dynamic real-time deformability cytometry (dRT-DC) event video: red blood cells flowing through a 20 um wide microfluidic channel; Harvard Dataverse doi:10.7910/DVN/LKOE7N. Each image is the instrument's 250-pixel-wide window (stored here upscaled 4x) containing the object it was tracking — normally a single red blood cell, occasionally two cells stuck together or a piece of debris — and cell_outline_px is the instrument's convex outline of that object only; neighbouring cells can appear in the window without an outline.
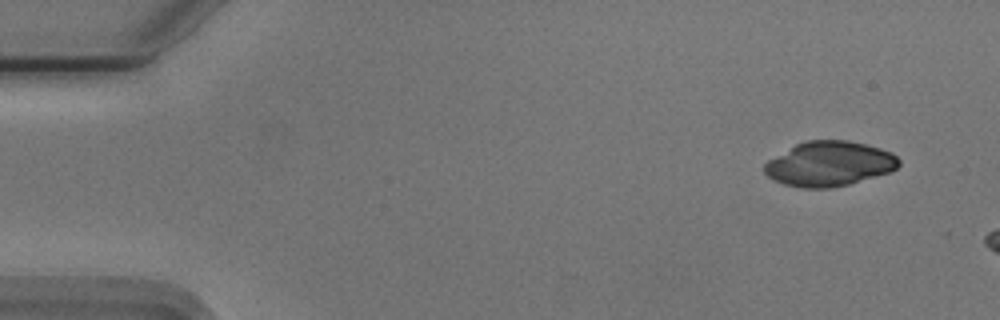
{"species": "Egyptian fruit bat (a non-hibernating species)", "species_latin": "Rousettus aegyptiacus", "temperature_condition": "cold", "stored_images_in_passage": 10, "camera_frame_rate_fps": 3000, "um_per_image_px": 0.085, "animal": {"sex": "male"}, "frame": {"image": 1, "passage_image": 1, "time_ms": 0.0, "image_size_px": [1000, 320], "cell_outline_px": [[900, 164], [892, 172], [848, 184], [832, 188], [800, 188], [784, 184], [772, 180], [764, 172], [764, 164], [768, 160], [796, 144], [808, 140], [848, 140], [880, 148], [892, 152], [900, 160]], "centroid_in_image_um": [70.49, 13.93], "position_along_channel_um": 14.5, "area_um2": 35.2}}